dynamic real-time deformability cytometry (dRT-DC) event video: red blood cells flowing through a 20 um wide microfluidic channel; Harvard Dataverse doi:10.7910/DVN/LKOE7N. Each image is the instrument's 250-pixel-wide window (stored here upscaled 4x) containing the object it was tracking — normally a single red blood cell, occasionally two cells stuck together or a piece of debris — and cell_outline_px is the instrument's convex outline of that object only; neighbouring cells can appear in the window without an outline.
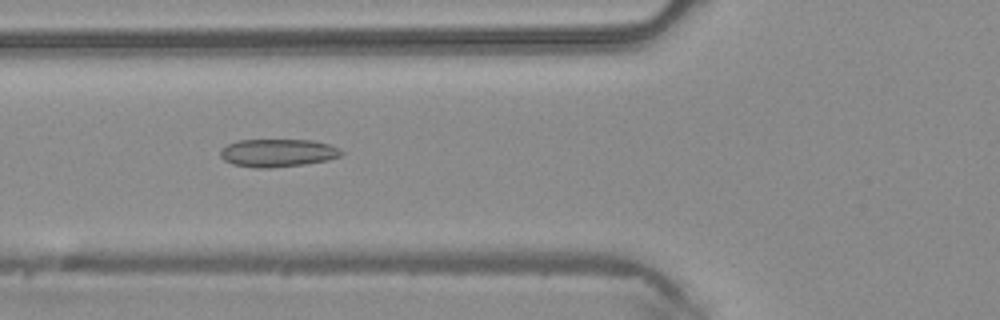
{"species": "common noctule bat (a hibernating species)", "species_latin": "Nyctalus noctula", "temperature_condition": "warm", "stored_images_in_passage": 35, "camera_frame_rate_fps": 3000, "um_per_image_px": 0.085, "animal": {"sex": "male", "body_mass_g": 20.4}, "frame": {"image": 1, "passage_image": 6, "time_ms": 1.667, "image_size_px": [1000, 320], "cell_outline_px": [[344, 152], [340, 156], [328, 160], [304, 164], [272, 168], [256, 168], [232, 164], [224, 160], [220, 156], [220, 152], [228, 144], [236, 140], [312, 140], [328, 144], [340, 148]], "centroid_in_image_um": [23.62, 13.0], "position_along_channel_um": 102.2, "area_um2": 19.71}}
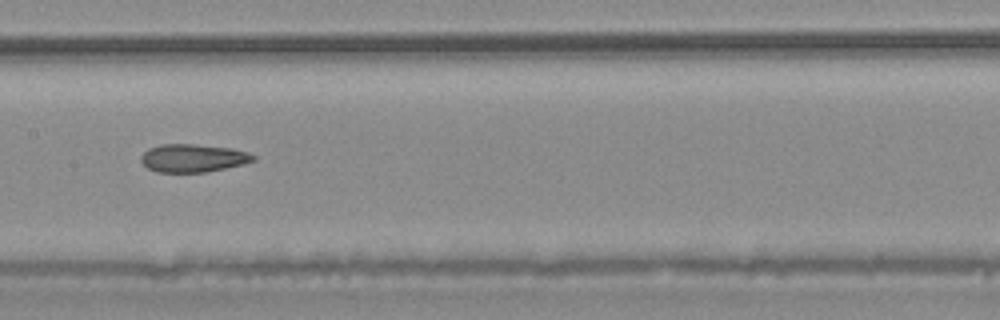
{"frame": {"image": 2, "passage_image": 12, "time_ms": 3.667, "image_size_px": [1000, 320], "cell_outline_px": [[256, 160], [244, 164], [204, 172], [156, 172], [148, 168], [140, 160], [140, 156], [148, 148], [160, 144], [192, 144], [232, 148], [248, 152], [256, 156]], "centroid_in_image_um": [16.4, 13.43], "position_along_channel_um": 191.0, "area_um2": 18.38}}
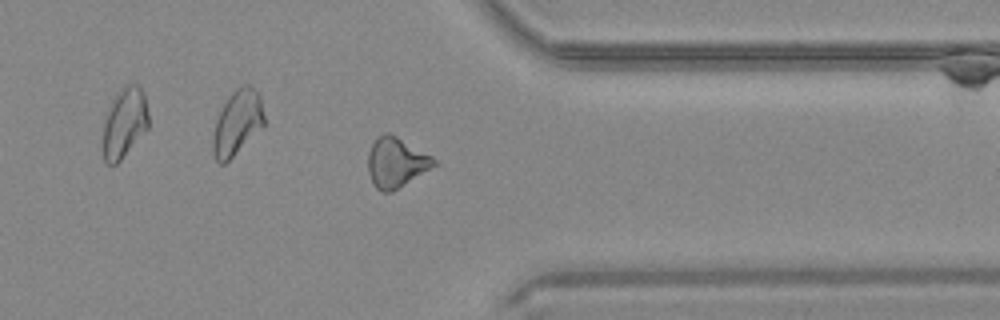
{"frame": {"image": 3, "passage_image": 25, "time_ms": 8.0, "image_size_px": [1000, 320], "cell_outline_px": [[436, 164], [392, 192], [380, 192], [376, 188], [368, 172], [368, 152], [372, 144], [384, 132], [388, 132], [396, 136], [432, 156], [436, 160]], "centroid_in_image_um": [33.64, 13.81], "position_along_channel_um": 377.8, "area_um2": 18.79}}